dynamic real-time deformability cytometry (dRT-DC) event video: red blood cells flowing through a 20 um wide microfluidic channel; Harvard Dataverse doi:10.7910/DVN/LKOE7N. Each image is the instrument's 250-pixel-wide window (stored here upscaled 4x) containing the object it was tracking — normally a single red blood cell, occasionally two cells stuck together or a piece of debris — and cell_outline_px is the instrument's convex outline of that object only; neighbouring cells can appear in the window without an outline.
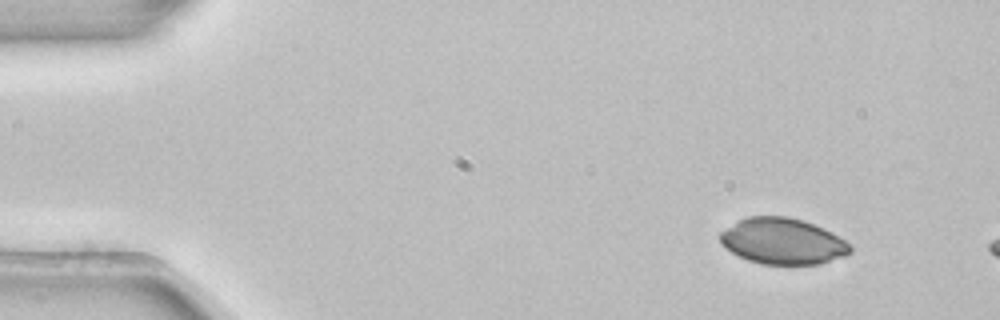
{"species": "common noctule bat (a hibernating species)", "species_latin": "Nyctalus noctula", "temperature_condition": "room temperature", "stored_images_in_passage": 7, "camera_frame_rate_fps": 3000, "um_per_image_px": 0.085, "animal": {"sex": "female", "body_mass_g": 22.7, "forearm_length_mm": 54.2}, "frame": {"image": 1, "passage_image": 1, "time_ms": 0.0, "image_size_px": [1000, 320], "cell_outline_px": [[852, 252], [844, 256], [820, 264], [760, 264], [748, 260], [732, 252], [720, 244], [720, 232], [740, 220], [748, 216], [788, 216], [804, 220], [824, 228], [832, 232], [844, 240], [852, 248]], "centroid_in_image_um": [66.54, 20.5], "position_along_channel_um": 18.5, "area_um2": 34.91}}